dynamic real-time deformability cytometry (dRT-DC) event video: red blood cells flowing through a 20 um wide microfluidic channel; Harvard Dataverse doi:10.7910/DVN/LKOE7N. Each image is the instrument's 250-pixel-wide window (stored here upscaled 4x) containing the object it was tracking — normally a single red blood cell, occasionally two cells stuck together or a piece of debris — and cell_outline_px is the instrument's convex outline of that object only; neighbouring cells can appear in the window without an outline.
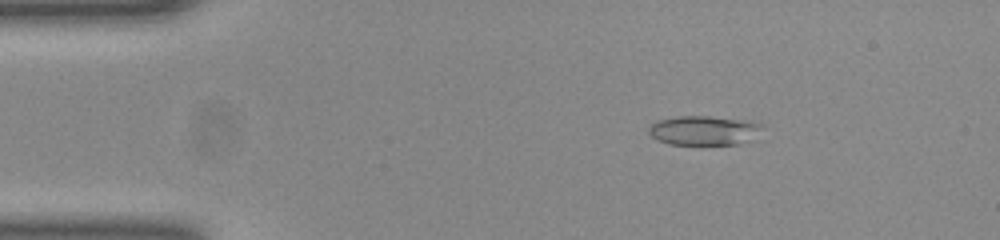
{"species": "common noctule bat (a hibernating species)", "species_latin": "Nyctalus noctula", "temperature_condition": "room temperature", "stored_images_in_passage": 51, "camera_frame_rate_fps": 3000, "um_per_image_px": 0.085, "animal": {"sex": "female", "body_mass_g": 23.0, "forearm_length_mm": 53.4}, "frame": {"image": 1, "passage_image": 8, "time_ms": 2.333, "image_size_px": [1000, 240], "cell_outline_px": [[764, 128], [740, 144], [668, 144], [656, 140], [648, 132], [648, 128], [656, 120], [676, 116], [708, 116], [740, 120], [764, 124]], "centroid_in_image_um": [59.75, 11.08], "position_along_channel_um": 25.2, "area_um2": 19.19}}
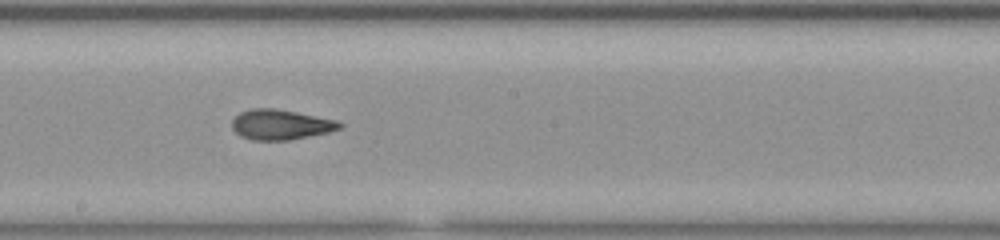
{"frame": {"image": 2, "passage_image": 28, "time_ms": 9.0, "image_size_px": [1000, 240], "cell_outline_px": [[344, 124], [340, 128], [328, 132], [288, 140], [252, 140], [240, 136], [232, 128], [232, 120], [240, 112], [252, 108], [276, 108], [340, 120]], "centroid_in_image_um": [23.87, 10.58], "position_along_channel_um": 224.3, "area_um2": 19.02}}
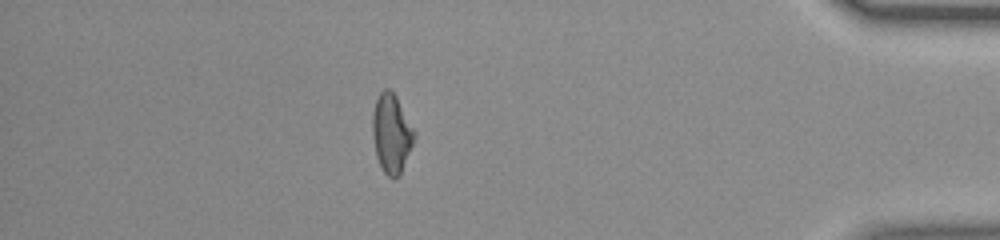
{"frame": {"image": 3, "passage_image": 45, "time_ms": 14.667, "image_size_px": [1000, 240], "cell_outline_px": [[416, 136], [400, 176], [392, 180], [384, 172], [376, 156], [372, 136], [372, 112], [376, 100], [380, 92], [384, 88], [388, 88], [396, 96], [416, 132]], "centroid_in_image_um": [33.28, 11.36], "position_along_channel_um": 401.9, "area_um2": 19.42}, "authors_computed_cell_mechanics": {"area_um2": 19.1896, "velocity_mm_per_s": 3.948, "shape_relaxation_time_tau1_ms": 6.546, "shape_relaxation_time_tau2_ms": 1.8629, "deformation_change_tau1": 0.2066, "deformation_change_tau2": 0.0982}}